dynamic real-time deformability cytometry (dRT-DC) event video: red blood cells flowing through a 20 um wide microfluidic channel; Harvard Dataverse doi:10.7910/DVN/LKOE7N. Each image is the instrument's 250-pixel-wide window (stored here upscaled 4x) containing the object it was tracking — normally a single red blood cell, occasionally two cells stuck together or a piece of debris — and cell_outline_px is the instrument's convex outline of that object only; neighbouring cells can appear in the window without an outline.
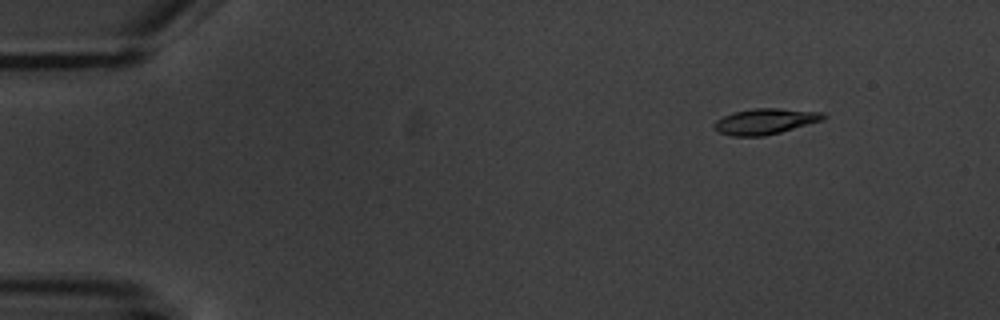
{"species": "common noctule bat (a hibernating species)", "species_latin": "Nyctalus noctula", "temperature_condition": "warm", "stored_images_in_passage": 5, "camera_frame_rate_fps": 3000, "um_per_image_px": 0.085, "animal": {"sex": "male", "body_mass_g": 20.1, "forearm_length_mm": 53.5}, "frame": {"image": 1, "passage_image": 2, "time_ms": 1.333, "image_size_px": [1000, 320], "cell_outline_px": [[828, 116], [824, 120], [780, 132], [764, 136], [732, 136], [720, 132], [712, 124], [716, 120], [724, 116], [736, 112], [752, 108], [780, 108], [824, 112]], "centroid_in_image_um": [65.1, 10.31], "position_along_channel_um": 19.9, "area_um2": 16.36}}
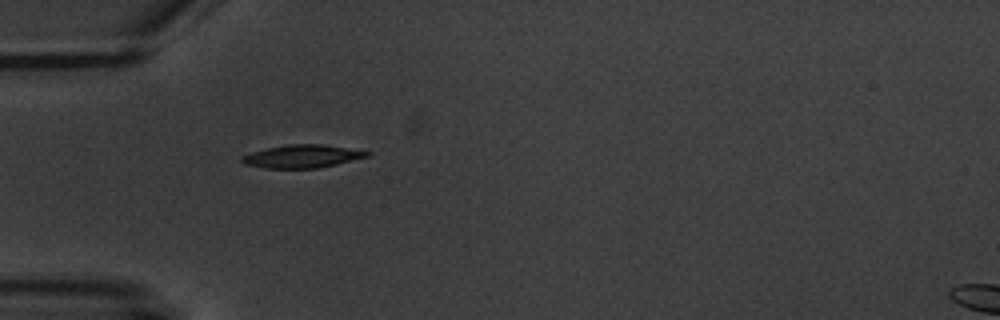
{"frame": {"image": 2, "passage_image": 5, "time_ms": 5.0, "image_size_px": [1000, 320], "cell_outline_px": [[372, 152], [368, 156], [336, 164], [316, 168], [264, 168], [244, 164], [240, 160], [240, 156], [252, 152], [268, 148], [288, 144], [320, 144]], "centroid_in_image_um": [25.63, 13.29], "position_along_channel_um": 59.4, "area_um2": 16.53}}